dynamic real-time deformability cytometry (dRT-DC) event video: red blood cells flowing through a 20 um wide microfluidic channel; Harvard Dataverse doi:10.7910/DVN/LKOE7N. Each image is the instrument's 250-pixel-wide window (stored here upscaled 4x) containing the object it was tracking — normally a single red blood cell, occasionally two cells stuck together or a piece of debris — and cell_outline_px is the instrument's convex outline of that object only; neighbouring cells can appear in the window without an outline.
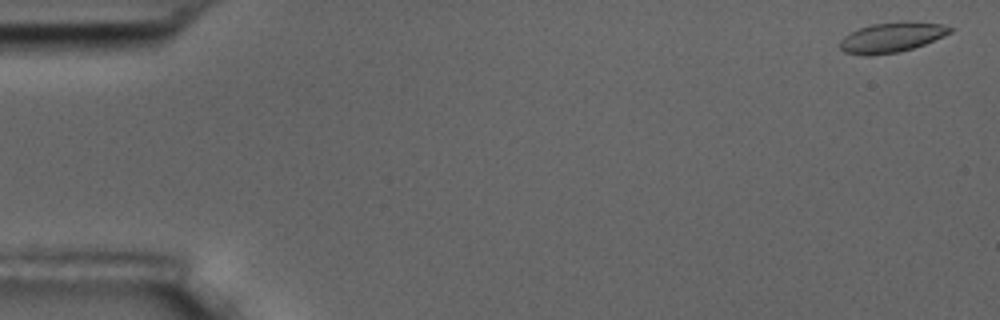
{"species": "common noctule bat (a hibernating species)", "species_latin": "Nyctalus noctula", "temperature_condition": "room temperature", "stored_images_in_passage": 4, "camera_frame_rate_fps": 3000, "um_per_image_px": 0.085, "animal": {"sex": "male", "body_mass_g": 17.5, "forearm_length_mm": 52.3}, "frame": {"image": 1, "passage_image": 1, "time_ms": 0.0, "image_size_px": [1000, 320], "cell_outline_px": [[956, 28], [952, 32], [944, 36], [924, 44], [900, 52], [872, 56], [864, 56], [844, 52], [840, 48], [840, 40], [844, 36], [860, 28], [872, 24], [940, 24]], "centroid_in_image_um": [75.75, 3.24], "position_along_channel_um": 9.3, "area_um2": 18.5}}